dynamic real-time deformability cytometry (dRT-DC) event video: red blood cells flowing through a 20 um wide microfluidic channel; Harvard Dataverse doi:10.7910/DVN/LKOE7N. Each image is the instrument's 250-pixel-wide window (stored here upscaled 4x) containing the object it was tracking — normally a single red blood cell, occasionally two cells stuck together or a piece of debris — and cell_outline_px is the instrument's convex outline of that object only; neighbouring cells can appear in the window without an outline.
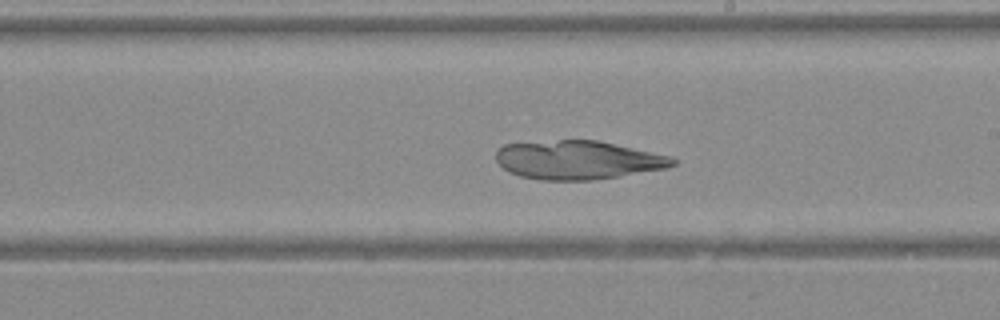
{"species": "Egyptian fruit bat (a non-hibernating species)", "species_latin": "Rousettus aegyptiacus", "temperature_condition": "warm", "stored_images_in_passage": 31, "camera_frame_rate_fps": 3000, "um_per_image_px": 0.085, "animal": {"sex": "female"}, "frame": {"image": 1, "passage_image": 14, "time_ms": 4.333, "image_size_px": [1000, 320], "cell_outline_px": [[676, 164], [664, 168], [620, 176], [592, 180], [540, 180], [520, 176], [508, 172], [496, 160], [496, 152], [504, 144], [560, 140], [600, 140], [672, 156], [676, 160]], "centroid_in_image_um": [49.13, 13.59], "position_along_channel_um": 239.9, "area_um2": 39.88}}